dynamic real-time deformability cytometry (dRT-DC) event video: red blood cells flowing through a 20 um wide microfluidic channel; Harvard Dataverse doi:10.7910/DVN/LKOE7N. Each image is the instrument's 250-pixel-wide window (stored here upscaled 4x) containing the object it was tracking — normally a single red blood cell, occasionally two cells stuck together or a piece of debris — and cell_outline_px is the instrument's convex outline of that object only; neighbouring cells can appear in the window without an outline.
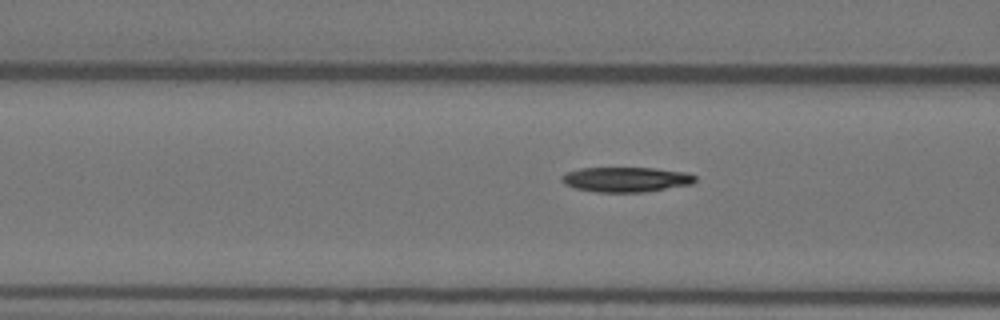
{"species": "Egyptian fruit bat (a non-hibernating species)", "species_latin": "Rousettus aegyptiacus", "temperature_condition": "warm", "stored_images_in_passage": 33, "camera_frame_rate_fps": 3000, "um_per_image_px": 0.085, "animal": {"sex": "female"}, "frame": {"image": 1, "passage_image": 22, "time_ms": 7.0, "image_size_px": [1000, 320], "cell_outline_px": [[696, 180], [692, 184], [644, 192], [596, 192], [576, 188], [564, 184], [560, 180], [560, 176], [564, 172], [580, 168], [656, 168], [688, 172], [696, 176]], "centroid_in_image_um": [53.19, 15.25], "position_along_channel_um": 113.4, "area_um2": 19.59}}
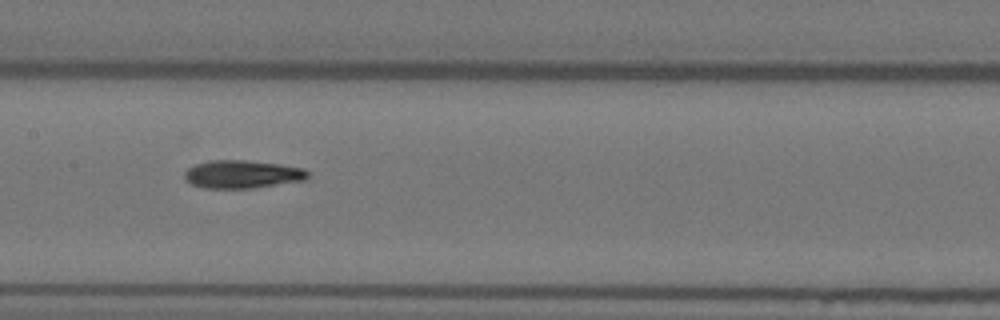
{"frame": {"image": 2, "passage_image": 28, "time_ms": 9.0, "image_size_px": [1000, 320], "cell_outline_px": [[308, 176], [304, 180], [252, 188], [200, 188], [184, 180], [184, 172], [188, 168], [196, 164], [208, 160], [244, 160], [280, 164], [304, 168], [308, 172]], "centroid_in_image_um": [20.55, 14.81], "position_along_channel_um": 186.9, "area_um2": 20.17}}
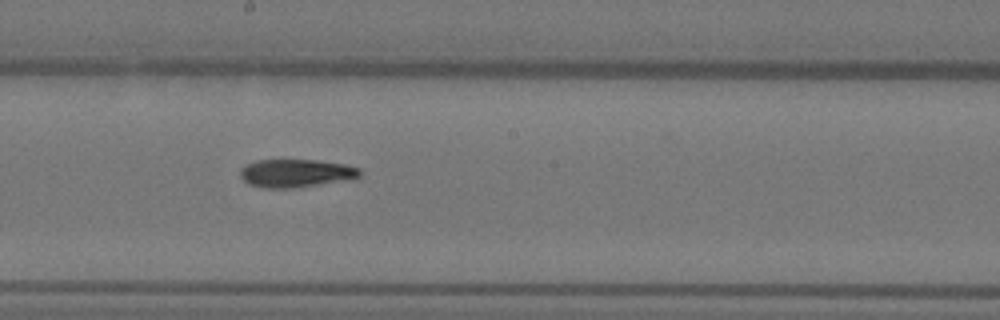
{"frame": {"image": 3, "passage_image": 31, "time_ms": 10.0, "image_size_px": [1000, 320], "cell_outline_px": [[360, 176], [356, 180], [292, 188], [264, 188], [248, 184], [240, 176], [240, 168], [244, 164], [256, 160], [316, 160], [344, 164], [360, 168]], "centroid_in_image_um": [25.18, 14.73], "position_along_channel_um": 223.0, "area_um2": 20.0}}